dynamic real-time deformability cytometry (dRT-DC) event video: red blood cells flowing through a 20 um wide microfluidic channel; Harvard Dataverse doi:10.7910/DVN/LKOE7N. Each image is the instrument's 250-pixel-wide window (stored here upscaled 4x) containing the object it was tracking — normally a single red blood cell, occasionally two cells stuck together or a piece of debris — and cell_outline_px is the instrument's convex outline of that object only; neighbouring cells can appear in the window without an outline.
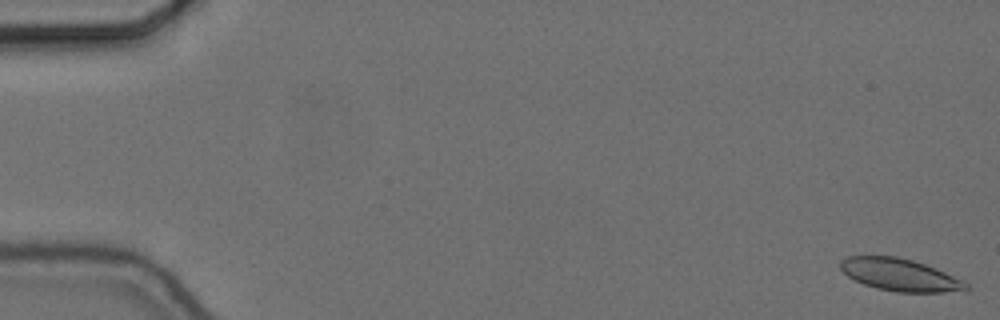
{"species": "common noctule bat (a hibernating species)", "species_latin": "Nyctalus noctula", "temperature_condition": "cold", "stored_images_in_passage": 57, "camera_frame_rate_fps": 3000, "um_per_image_px": 0.085, "animal": {"sex": "female", "body_mass_g": 24.6, "forearm_length_mm": 56.2}, "frame": {"image": 1, "passage_image": 1, "time_ms": 0.0, "image_size_px": [1000, 320], "cell_outline_px": [[972, 288], [968, 292], [896, 292], [876, 288], [864, 284], [848, 276], [840, 268], [840, 260], [848, 256], [896, 256], [912, 260], [936, 268], [964, 280]], "centroid_in_image_um": [76.58, 23.37], "position_along_channel_um": 8.4, "area_um2": 23.93}}
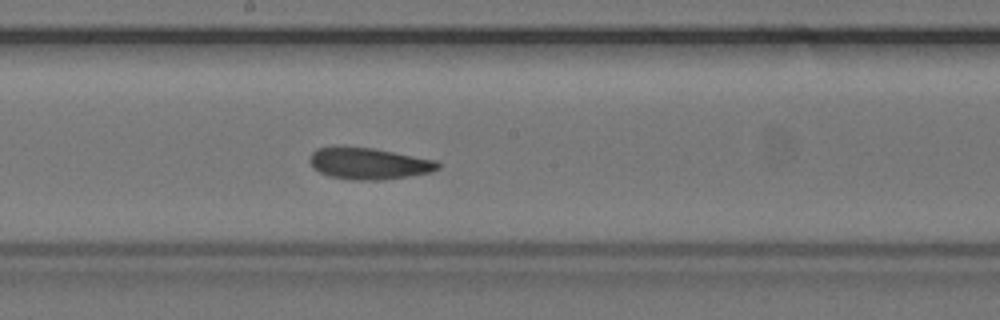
{"frame": {"image": 2, "passage_image": 31, "time_ms": 10.0, "image_size_px": [1000, 320], "cell_outline_px": [[440, 168], [428, 172], [408, 176], [380, 180], [352, 180], [328, 176], [320, 172], [312, 164], [312, 152], [316, 148], [372, 148], [436, 160], [440, 164]], "centroid_in_image_um": [31.39, 13.92], "position_along_channel_um": 216.8, "area_um2": 22.83}}
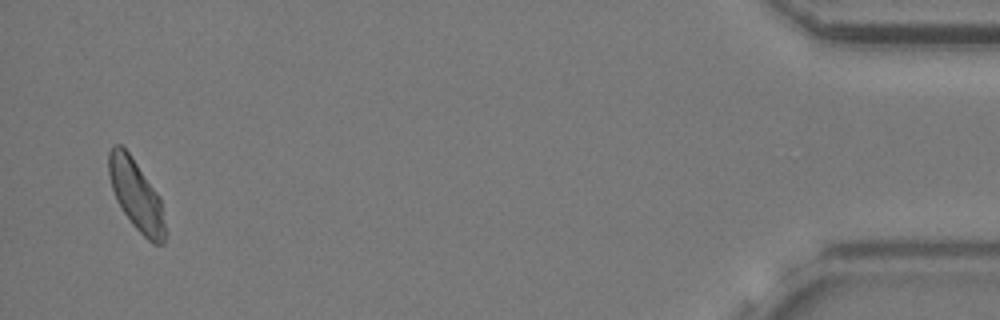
{"frame": {"image": 3, "passage_image": 55, "time_ms": 18.0, "image_size_px": [1000, 320], "cell_outline_px": [[168, 232], [164, 244], [152, 244], [132, 224], [116, 200], [112, 188], [108, 172], [108, 152], [112, 144], [120, 144], [128, 152], [160, 196]], "centroid_in_image_um": [11.61, 16.62], "position_along_channel_um": 423.6, "area_um2": 23.41}, "authors_computed_cell_mechanics": {"area_um2": 23.8136, "velocity_mm_per_s": 3.625, "shape_relaxation_time_tau1_ms": 9.5441, "shape_relaxation_time_tau2_ms": 3.2142, "deformation_change_tau1": 0.1344, "deformation_change_tau2": 0.0926}}